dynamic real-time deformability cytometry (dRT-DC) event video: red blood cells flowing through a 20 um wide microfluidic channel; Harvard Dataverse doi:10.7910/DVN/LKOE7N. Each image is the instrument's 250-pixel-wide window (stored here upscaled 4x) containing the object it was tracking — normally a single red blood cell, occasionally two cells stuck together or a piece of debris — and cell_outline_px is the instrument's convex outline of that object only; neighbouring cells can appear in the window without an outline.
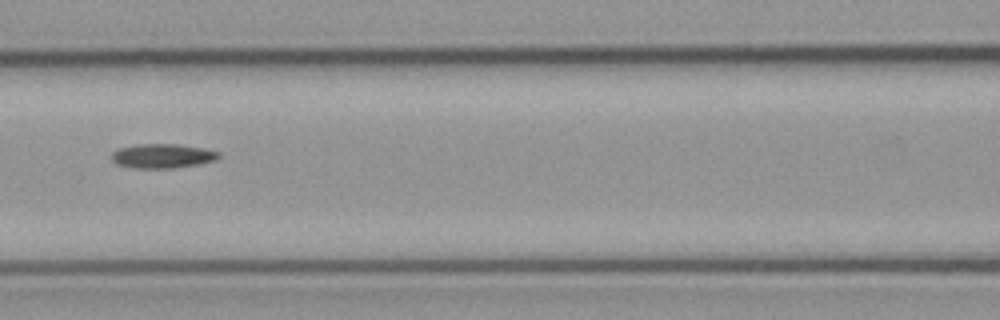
{"species": "common noctule bat (a hibernating species)", "species_latin": "Nyctalus noctula", "temperature_condition": "cold", "stored_images_in_passage": 7, "camera_frame_rate_fps": 3000, "um_per_image_px": 0.085, "animal": {"sex": "male", "body_mass_g": 23.1, "forearm_length_mm": 52.7}, "frame": {"image": 1, "passage_image": 7, "time_ms": 7.0, "image_size_px": [1000, 320], "cell_outline_px": [[220, 156], [216, 160], [200, 164], [172, 168], [132, 168], [116, 164], [112, 160], [112, 152], [120, 148], [140, 144], [176, 144], [200, 148], [220, 152]], "centroid_in_image_um": [13.8, 13.27], "position_along_channel_um": 152.8, "area_um2": 15.09}}